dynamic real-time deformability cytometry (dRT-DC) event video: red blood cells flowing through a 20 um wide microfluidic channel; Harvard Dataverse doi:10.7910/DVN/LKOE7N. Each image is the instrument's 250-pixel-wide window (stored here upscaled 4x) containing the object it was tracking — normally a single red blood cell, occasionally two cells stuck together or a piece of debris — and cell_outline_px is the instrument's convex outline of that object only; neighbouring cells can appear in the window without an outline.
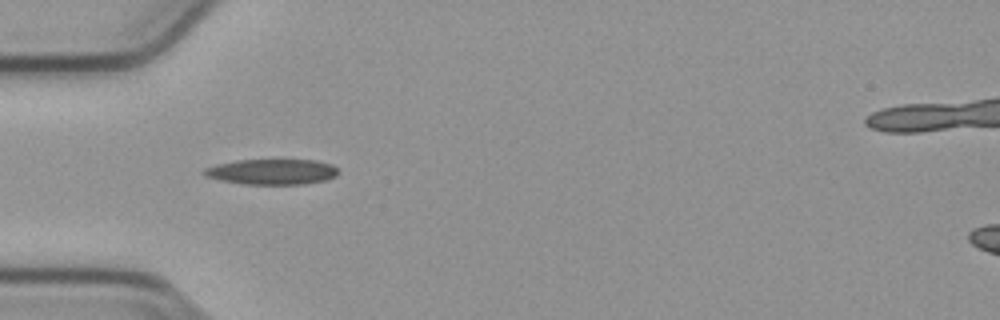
{"species": "common noctule bat (a hibernating species)", "species_latin": "Nyctalus noctula", "temperature_condition": "cold", "stored_images_in_passage": 10, "camera_frame_rate_fps": 3000, "um_per_image_px": 0.085, "animal": {"sex": "male", "body_mass_g": 23.1, "forearm_length_mm": 52.7}, "frame": {"image": 1, "passage_image": 4, "time_ms": 1.0, "image_size_px": [1000, 320], "cell_outline_px": [[340, 172], [336, 176], [324, 180], [304, 184], [244, 184], [220, 180], [204, 176], [200, 172], [204, 168], [216, 164], [236, 160], [316, 160], [332, 164]], "centroid_in_image_um": [23.08, 14.6], "position_along_channel_um": 61.9, "area_um2": 20.06}}
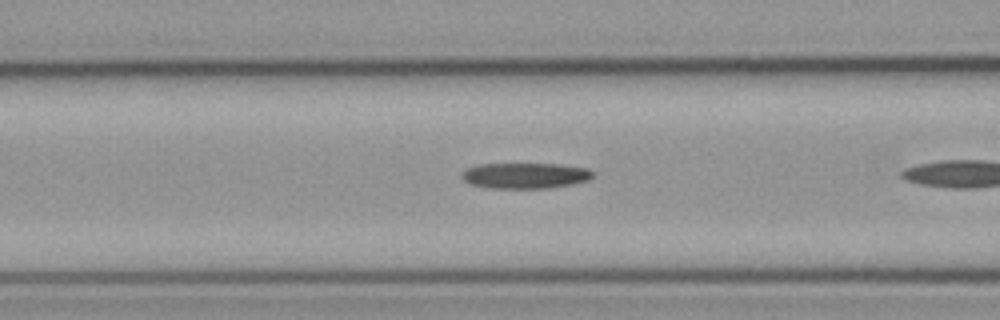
{"frame": {"image": 2, "passage_image": 6, "time_ms": 1.667, "image_size_px": [1000, 320], "cell_outline_px": [[592, 176], [588, 180], [572, 184], [548, 188], [488, 188], [472, 184], [464, 180], [460, 176], [468, 168], [476, 164], [560, 164], [588, 168], [592, 172]], "centroid_in_image_um": [44.64, 14.92], "position_along_channel_um": 122.0, "area_um2": 19.54}}
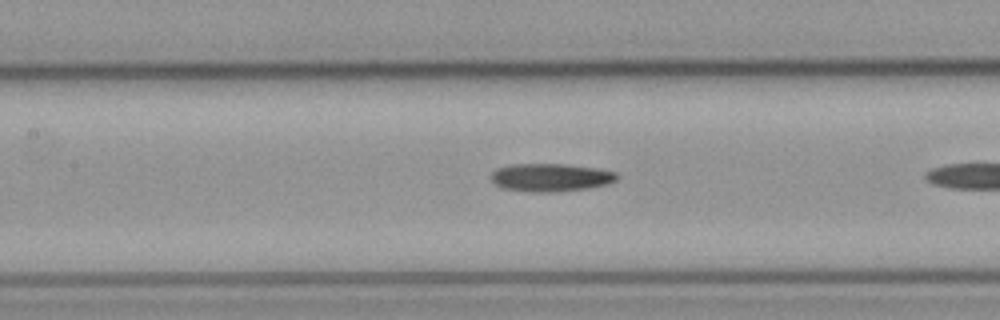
{"frame": {"image": 3, "passage_image": 9, "time_ms": 2.667, "image_size_px": [1000, 320], "cell_outline_px": [[620, 176], [616, 180], [608, 184], [588, 188], [556, 192], [528, 192], [504, 188], [496, 184], [492, 180], [492, 172], [496, 168], [508, 164], [568, 164], [596, 168], [616, 172]], "centroid_in_image_um": [46.82, 15.08], "position_along_channel_um": 160.6, "area_um2": 20.69}}